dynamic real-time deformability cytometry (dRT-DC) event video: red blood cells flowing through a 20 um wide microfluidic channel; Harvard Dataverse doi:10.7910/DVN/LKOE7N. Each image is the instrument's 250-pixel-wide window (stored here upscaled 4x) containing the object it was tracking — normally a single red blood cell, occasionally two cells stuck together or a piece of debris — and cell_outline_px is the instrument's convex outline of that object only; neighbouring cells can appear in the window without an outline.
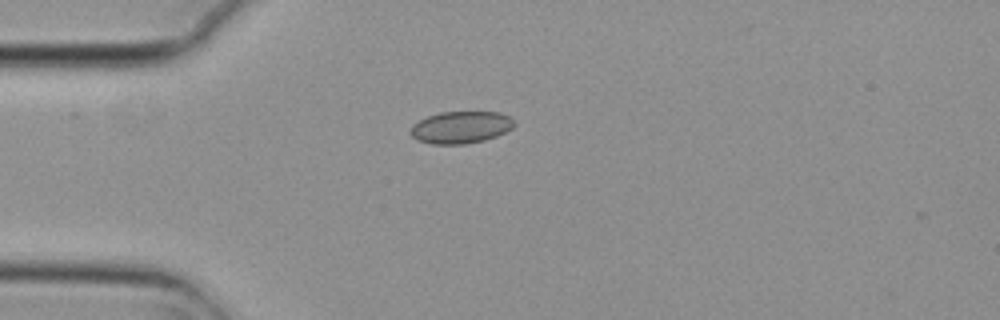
{"species": "common noctule bat (a hibernating species)", "species_latin": "Nyctalus noctula", "temperature_condition": "cold", "stored_images_in_passage": 3, "camera_frame_rate_fps": 3000, "um_per_image_px": 0.085, "animal": {"sex": "female", "body_mass_g": 29.2, "forearm_length_mm": 56.3}, "frame": {"image": 1, "passage_image": 3, "time_ms": 0.667, "image_size_px": [1000, 320], "cell_outline_px": [[516, 124], [512, 128], [496, 136], [484, 140], [464, 144], [432, 144], [416, 140], [408, 132], [412, 124], [428, 116], [440, 112], [500, 112], [508, 116]], "centroid_in_image_um": [39.13, 10.82], "position_along_channel_um": 45.9, "area_um2": 19.42}}